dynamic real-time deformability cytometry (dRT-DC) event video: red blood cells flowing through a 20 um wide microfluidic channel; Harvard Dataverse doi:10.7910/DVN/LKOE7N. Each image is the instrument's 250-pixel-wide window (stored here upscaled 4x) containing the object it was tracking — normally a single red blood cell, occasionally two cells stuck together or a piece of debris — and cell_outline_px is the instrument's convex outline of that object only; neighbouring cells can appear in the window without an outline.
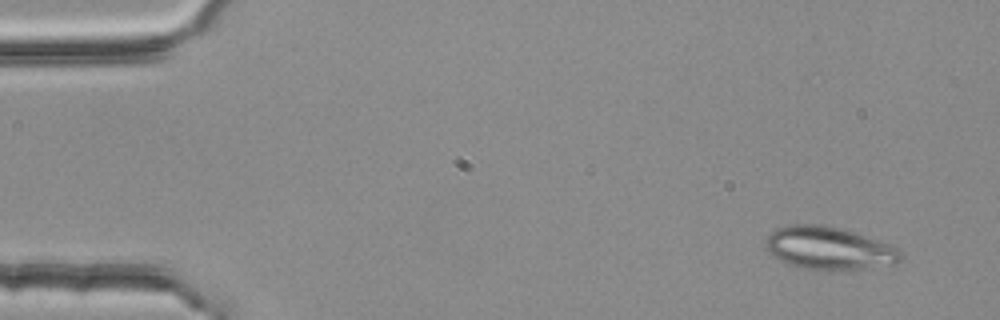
{"species": "common noctule bat (a hibernating species)", "species_latin": "Nyctalus noctula", "temperature_condition": "room temperature", "stored_images_in_passage": 4, "camera_frame_rate_fps": 3000, "um_per_image_px": 0.085, "animal": {"sex": "female", "body_mass_g": 25.1}, "frame": {"image": 1, "passage_image": 1, "time_ms": 0.0, "image_size_px": [1000, 320], "cell_outline_px": [[904, 260], [896, 264], [864, 268], [804, 268], [788, 264], [780, 260], [768, 252], [764, 240], [776, 228], [792, 224], [820, 224], [852, 232], [900, 248], [904, 252]], "centroid_in_image_um": [70.48, 21.08], "position_along_channel_um": 14.5, "area_um2": 33.12}}